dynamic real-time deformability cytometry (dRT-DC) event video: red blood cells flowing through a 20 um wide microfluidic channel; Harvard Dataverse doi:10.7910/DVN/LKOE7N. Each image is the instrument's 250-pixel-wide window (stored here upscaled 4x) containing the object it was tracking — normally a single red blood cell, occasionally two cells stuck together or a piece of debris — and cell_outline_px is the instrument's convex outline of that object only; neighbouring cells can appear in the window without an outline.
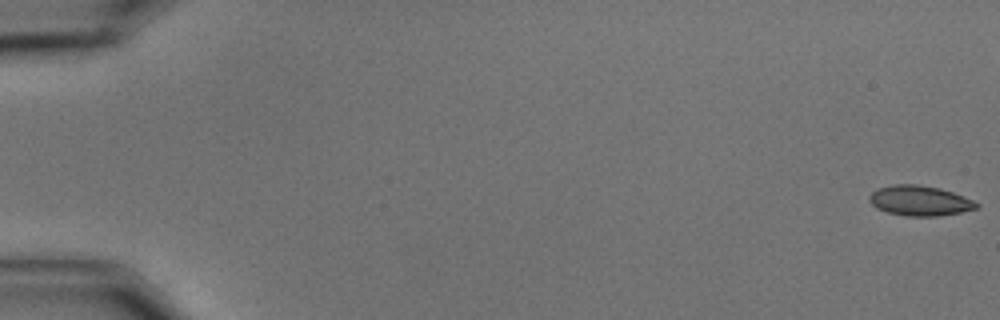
{"species": "common noctule bat (a hibernating species)", "species_latin": "Nyctalus noctula", "temperature_condition": "cold", "stored_images_in_passage": 52, "camera_frame_rate_fps": 3000, "um_per_image_px": 0.085, "animal": {"sex": "male", "body_mass_g": 15.6}, "frame": {"image": 1, "passage_image": 1, "time_ms": 0.0, "image_size_px": [1000, 320], "cell_outline_px": [[980, 204], [976, 208], [960, 212], [936, 216], [908, 216], [888, 212], [876, 208], [868, 200], [868, 196], [872, 192], [880, 188], [896, 184], [916, 184], [940, 188], [964, 196]], "centroid_in_image_um": [78.16, 17.05], "position_along_channel_um": 6.8, "area_um2": 18.61}}
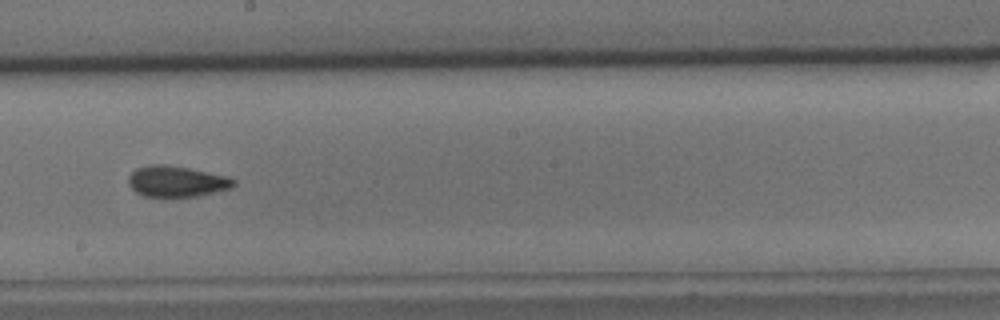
{"frame": {"image": 2, "passage_image": 34, "time_ms": 11.0, "image_size_px": [1000, 320], "cell_outline_px": [[236, 184], [232, 188], [200, 196], [144, 196], [136, 192], [128, 184], [128, 176], [136, 168], [148, 164], [164, 164], [188, 168], [228, 176], [236, 180]], "centroid_in_image_um": [15.02, 15.41], "position_along_channel_um": 233.2, "area_um2": 19.07}}
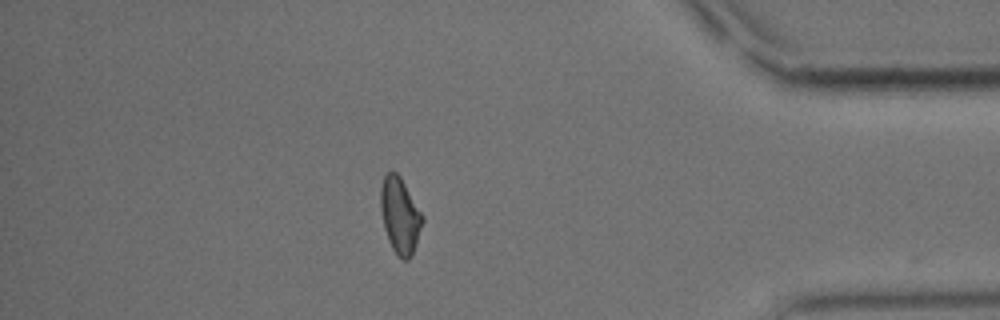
{"frame": {"image": 3, "passage_image": 51, "time_ms": 16.667, "image_size_px": [1000, 320], "cell_outline_px": [[424, 220], [412, 256], [408, 260], [404, 260], [392, 248], [388, 240], [384, 228], [380, 208], [380, 188], [384, 176], [392, 168], [400, 176], [424, 216]], "centroid_in_image_um": [33.99, 18.29], "position_along_channel_um": 401.2, "area_um2": 18.61}}